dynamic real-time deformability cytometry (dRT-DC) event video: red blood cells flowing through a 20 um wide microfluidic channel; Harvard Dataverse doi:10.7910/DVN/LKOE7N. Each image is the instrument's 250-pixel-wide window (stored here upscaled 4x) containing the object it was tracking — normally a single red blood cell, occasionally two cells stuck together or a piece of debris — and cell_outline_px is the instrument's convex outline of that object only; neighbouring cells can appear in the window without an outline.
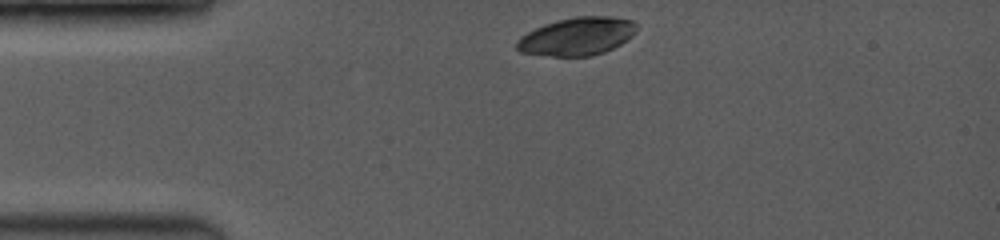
{"species": "common noctule bat (a hibernating species)", "species_latin": "Nyctalus noctula", "temperature_condition": "room temperature", "stored_images_in_passage": 5, "camera_frame_rate_fps": 3500, "um_per_image_px": 0.085, "animal": {"sex": "female", "body_mass_g": 19.0, "forearm_length_mm": 53.3}, "frame": {"image": 1, "passage_image": 1, "time_ms": 0.0, "image_size_px": [1000, 240], "cell_outline_px": [[636, 28], [632, 36], [620, 44], [604, 52], [592, 56], [552, 56], [520, 52], [516, 48], [516, 40], [520, 36], [544, 24], [556, 20], [576, 16], [612, 16], [632, 20], [636, 24]], "centroid_in_image_um": [49.03, 3.08], "position_along_channel_um": 36.0, "area_um2": 26.53}}